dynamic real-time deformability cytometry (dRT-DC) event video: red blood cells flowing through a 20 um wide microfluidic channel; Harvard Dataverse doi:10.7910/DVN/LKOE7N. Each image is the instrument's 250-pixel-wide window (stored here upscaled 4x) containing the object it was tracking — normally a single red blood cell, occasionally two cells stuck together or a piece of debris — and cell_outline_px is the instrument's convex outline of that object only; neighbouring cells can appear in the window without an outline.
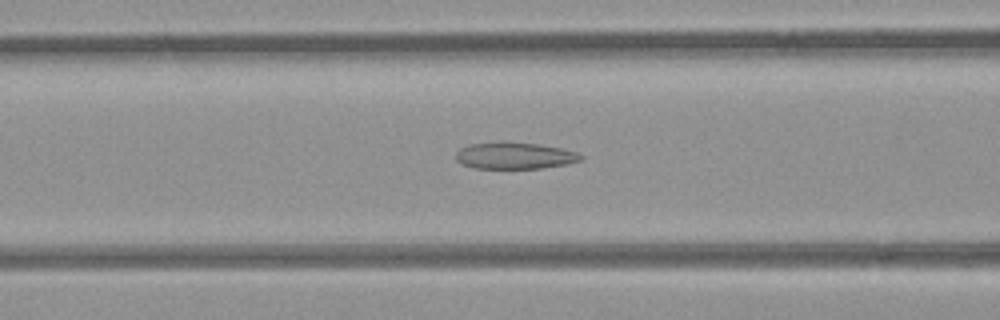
{"species": "common noctule bat (a hibernating species)", "species_latin": "Nyctalus noctula", "temperature_condition": "room temperature", "stored_images_in_passage": 52, "camera_frame_rate_fps": 3000, "um_per_image_px": 0.085, "animal": {"sex": "female", "body_mass_g": 21.9}, "frame": {"image": 1, "passage_image": 21, "time_ms": 6.667, "image_size_px": [1000, 320], "cell_outline_px": [[584, 160], [564, 164], [540, 168], [472, 168], [456, 160], [456, 152], [460, 148], [468, 144], [500, 140], [504, 140], [540, 144], [560, 148], [576, 152], [584, 156]], "centroid_in_image_um": [43.72, 13.2], "position_along_channel_um": 122.9, "area_um2": 19.77}}
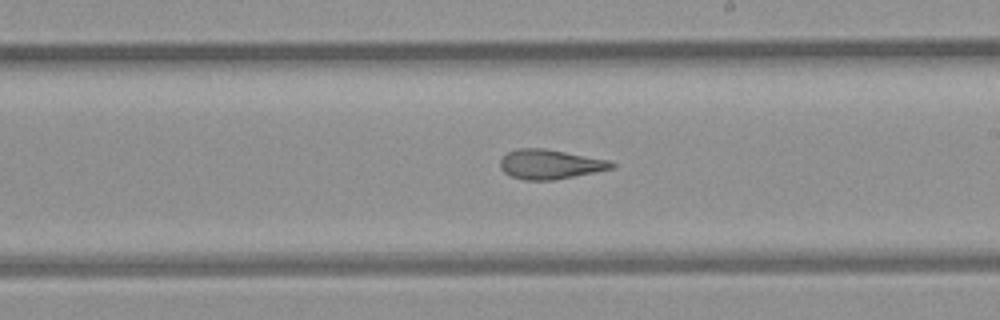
{"frame": {"image": 2, "passage_image": 30, "time_ms": 9.667, "image_size_px": [1000, 320], "cell_outline_px": [[616, 168], [552, 180], [524, 180], [512, 176], [504, 172], [500, 168], [500, 160], [508, 152], [516, 148], [544, 148], [612, 160], [616, 164]], "centroid_in_image_um": [46.79, 13.95], "position_along_channel_um": 242.2, "area_um2": 19.31}}
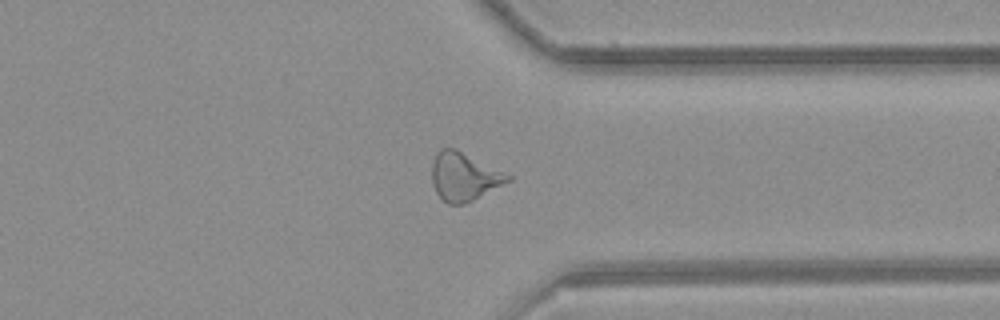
{"frame": {"image": 3, "passage_image": 40, "time_ms": 13.0, "image_size_px": [1000, 320], "cell_outline_px": [[512, 180], [464, 204], [448, 204], [436, 192], [432, 184], [432, 164], [436, 152], [440, 148], [456, 148], [512, 176]], "centroid_in_image_um": [39.43, 15.0], "position_along_channel_um": 372.0, "area_um2": 21.21}, "authors_computed_cell_mechanics": {"area_um2": 21.6172, "velocity_mm_per_s": 3.9731, "shape_relaxation_time_tau1_ms": null, "shape_relaxation_time_tau2_ms": 2.5588, "deformation_change_tau1": null, "deformation_change_tau2": 0.1212}}